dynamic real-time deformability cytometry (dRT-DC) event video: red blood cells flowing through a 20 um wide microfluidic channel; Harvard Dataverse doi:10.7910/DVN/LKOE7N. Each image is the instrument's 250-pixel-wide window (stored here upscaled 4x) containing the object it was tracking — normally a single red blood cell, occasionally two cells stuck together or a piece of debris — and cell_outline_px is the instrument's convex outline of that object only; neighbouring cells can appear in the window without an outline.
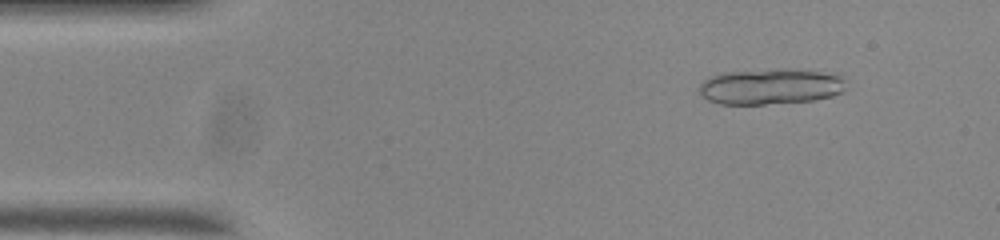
{"species": "common noctule bat (a hibernating species)", "species_latin": "Nyctalus noctula", "temperature_condition": "room temperature", "stored_images_in_passage": 17, "camera_frame_rate_fps": 3000, "um_per_image_px": 0.085, "animal": {"sex": "male", "body_mass_g": 20.0, "forearm_length_mm": 53.3}, "frame": {"image": 1, "passage_image": 6, "time_ms": 1.667, "image_size_px": [1000, 240], "cell_outline_px": [[844, 92], [832, 96], [812, 100], [764, 104], [720, 104], [708, 100], [700, 96], [696, 88], [704, 80], [712, 76], [724, 72], [776, 68], [792, 68], [820, 72], [840, 76], [844, 80]], "centroid_in_image_um": [65.43, 7.34], "position_along_channel_um": 19.6, "area_um2": 30.87}}